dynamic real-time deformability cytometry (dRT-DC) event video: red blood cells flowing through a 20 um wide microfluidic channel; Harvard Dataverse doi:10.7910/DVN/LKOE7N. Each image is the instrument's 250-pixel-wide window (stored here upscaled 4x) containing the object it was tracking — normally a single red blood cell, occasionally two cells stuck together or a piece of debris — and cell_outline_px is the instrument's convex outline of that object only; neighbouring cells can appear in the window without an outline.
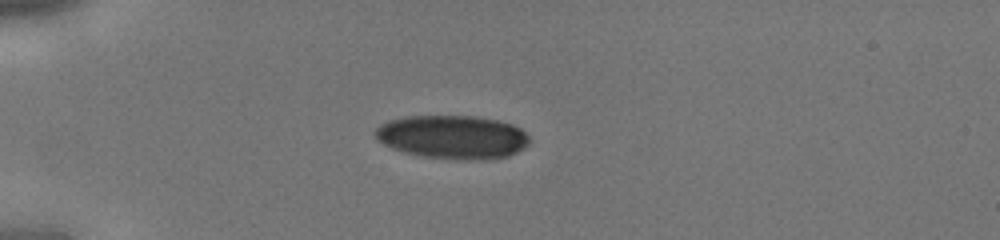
{"species": "human", "species_latin": "Homo sapiens", "temperature_condition": "cold", "stored_images_in_passage": 32, "camera_frame_rate_fps": 3000, "um_per_image_px": 0.085, "donor": {"sex": "male"}, "frame": {"image": 1, "passage_image": 1, "time_ms": 0.0, "image_size_px": [1000, 240], "cell_outline_px": [[532, 140], [524, 148], [508, 156], [488, 160], [472, 160], [424, 156], [404, 152], [392, 148], [376, 140], [372, 132], [380, 124], [388, 120], [404, 116], [476, 116], [496, 120], [512, 124], [520, 128]], "centroid_in_image_um": [38.45, 11.64], "position_along_channel_um": 46.5, "area_um2": 39.36}}
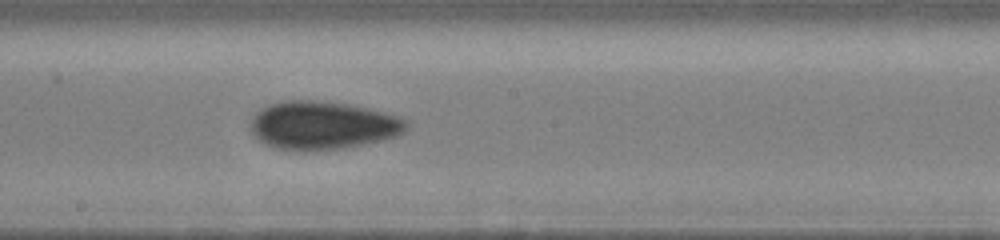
{"frame": {"image": 2, "passage_image": 14, "time_ms": 4.333, "image_size_px": [1000, 240], "cell_outline_px": [[408, 128], [404, 132], [396, 136], [380, 140], [344, 148], [304, 152], [272, 148], [264, 144], [252, 136], [248, 128], [252, 116], [256, 112], [272, 104], [284, 100], [316, 100], [348, 104], [368, 108], [384, 112], [408, 120]], "centroid_in_image_um": [27.36, 10.67], "position_along_channel_um": 220.8, "area_um2": 44.33}}
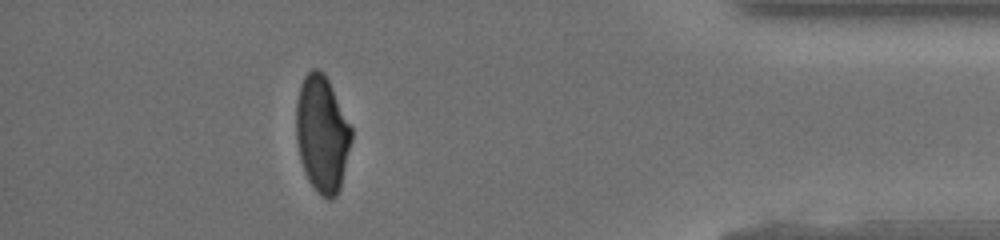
{"frame": {"image": 3, "passage_image": 28, "time_ms": 9.0, "image_size_px": [1000, 240], "cell_outline_px": [[352, 140], [340, 188], [336, 196], [332, 200], [328, 200], [320, 196], [316, 192], [308, 180], [304, 172], [300, 160], [296, 140], [296, 100], [300, 84], [304, 76], [312, 68], [316, 68], [324, 72], [352, 128]], "centroid_in_image_um": [27.36, 11.41], "position_along_channel_um": 407.8, "area_um2": 37.92}}